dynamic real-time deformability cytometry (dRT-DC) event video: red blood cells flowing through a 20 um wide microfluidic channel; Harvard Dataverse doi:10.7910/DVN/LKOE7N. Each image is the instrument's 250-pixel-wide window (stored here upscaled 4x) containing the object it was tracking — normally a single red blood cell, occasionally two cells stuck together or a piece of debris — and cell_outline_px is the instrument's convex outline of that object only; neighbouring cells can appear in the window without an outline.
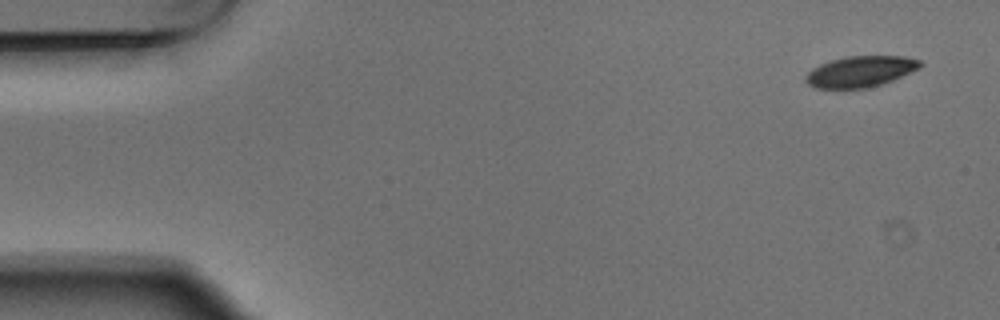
{"species": "Egyptian fruit bat (a non-hibernating species)", "species_latin": "Rousettus aegyptiacus", "temperature_condition": "warm", "stored_images_in_passage": 4, "segment_of_instrument_passage": [1, 2], "camera_frame_rate_fps": 3000, "um_per_image_px": 0.085, "animal": {"sex": "male"}, "frame": {"image": 1, "passage_image": 1, "time_ms": 0.0, "image_size_px": [1000, 320], "cell_outline_px": [[924, 64], [920, 68], [892, 80], [880, 84], [864, 88], [816, 88], [808, 84], [804, 80], [808, 72], [812, 68], [820, 64], [832, 60], [848, 56], [904, 56], [920, 60]], "centroid_in_image_um": [73.14, 6.07], "position_along_channel_um": 11.9, "area_um2": 20.52}}